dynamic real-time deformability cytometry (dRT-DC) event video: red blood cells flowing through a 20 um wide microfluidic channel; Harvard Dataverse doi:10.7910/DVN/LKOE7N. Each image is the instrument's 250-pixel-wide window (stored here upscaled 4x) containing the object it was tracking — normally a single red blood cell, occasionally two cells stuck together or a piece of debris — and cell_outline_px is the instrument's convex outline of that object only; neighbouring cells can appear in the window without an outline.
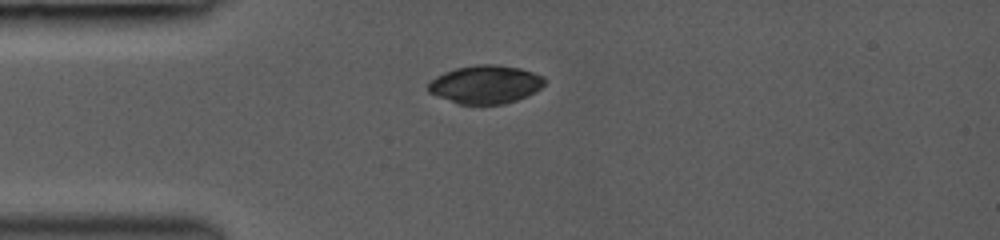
{"species": "common noctule bat (a hibernating species)", "species_latin": "Nyctalus noctula", "temperature_condition": "room temperature", "stored_images_in_passage": 3, "camera_frame_rate_fps": 3000, "um_per_image_px": 0.085, "animal": {"sex": "female", "body_mass_g": 19.0, "forearm_length_mm": 53.3}, "frame": {"image": 1, "passage_image": 1, "time_ms": 0.0, "image_size_px": [1000, 240], "cell_outline_px": [[544, 84], [540, 88], [528, 96], [504, 104], [456, 104], [436, 96], [428, 92], [428, 84], [436, 76], [444, 72], [456, 68], [476, 64], [496, 64], [520, 68], [544, 76]], "centroid_in_image_um": [41.25, 7.18], "position_along_channel_um": 43.8, "area_um2": 26.07}}
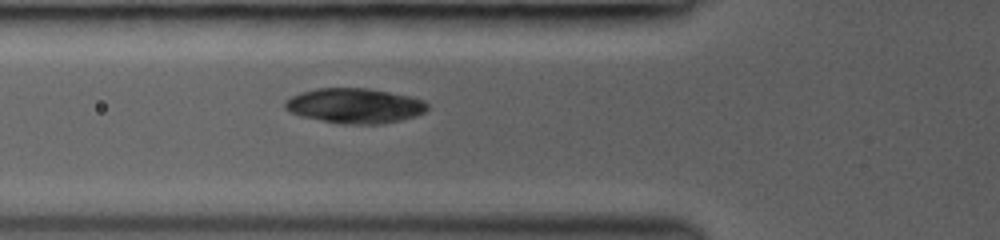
{"frame": {"image": 2, "passage_image": 3, "time_ms": 1.667, "image_size_px": [1000, 240], "cell_outline_px": [[428, 108], [424, 112], [416, 116], [400, 120], [380, 124], [340, 124], [300, 116], [284, 108], [284, 100], [300, 92], [316, 88], [368, 88], [408, 96], [424, 100], [428, 104]], "centroid_in_image_um": [30.13, 8.99], "position_along_channel_um": 95.7, "area_um2": 29.07}}